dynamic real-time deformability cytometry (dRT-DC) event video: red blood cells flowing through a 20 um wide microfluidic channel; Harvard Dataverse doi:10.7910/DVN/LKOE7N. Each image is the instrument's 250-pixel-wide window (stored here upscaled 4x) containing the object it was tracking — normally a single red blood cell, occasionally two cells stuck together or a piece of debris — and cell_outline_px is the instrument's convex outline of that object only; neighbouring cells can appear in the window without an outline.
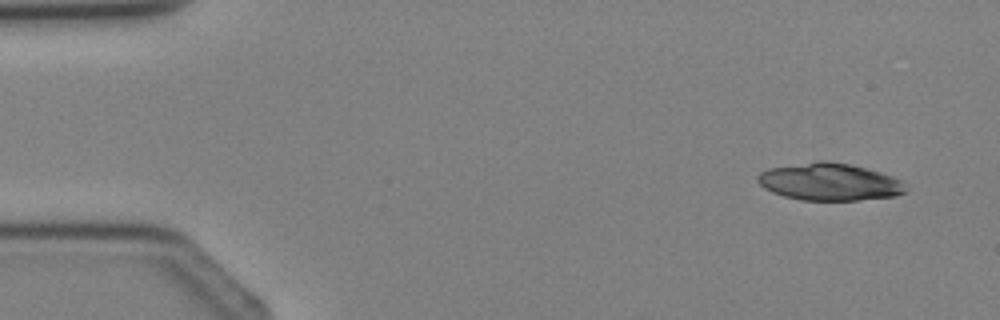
{"species": "Egyptian fruit bat (a non-hibernating species)", "species_latin": "Rousettus aegyptiacus", "temperature_condition": "cold", "stored_images_in_passage": 3, "camera_frame_rate_fps": 3000, "um_per_image_px": 0.085, "animal": {"sex": "female"}, "frame": {"image": 1, "passage_image": 1, "time_ms": 0.0, "image_size_px": [1000, 320], "cell_outline_px": [[908, 192], [896, 196], [860, 200], [800, 200], [784, 196], [772, 192], [764, 188], [756, 180], [756, 176], [760, 172], [768, 168], [816, 160], [828, 160], [848, 164], [880, 172], [892, 176], [900, 180], [908, 188]], "centroid_in_image_um": [70.5, 15.45], "position_along_channel_um": 14.5, "area_um2": 32.48}}
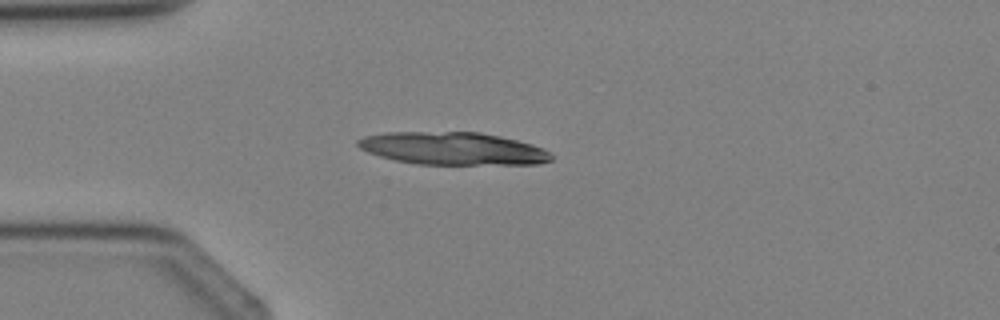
{"frame": {"image": 2, "passage_image": 3, "time_ms": 2.333, "image_size_px": [1000, 320], "cell_outline_px": [[552, 160], [540, 164], [416, 164], [396, 160], [380, 156], [368, 152], [360, 148], [356, 144], [356, 140], [364, 136], [384, 132], [480, 132], [500, 136], [532, 144], [544, 148], [552, 156]], "centroid_in_image_um": [38.48, 12.62], "position_along_channel_um": 46.5, "area_um2": 36.82}}